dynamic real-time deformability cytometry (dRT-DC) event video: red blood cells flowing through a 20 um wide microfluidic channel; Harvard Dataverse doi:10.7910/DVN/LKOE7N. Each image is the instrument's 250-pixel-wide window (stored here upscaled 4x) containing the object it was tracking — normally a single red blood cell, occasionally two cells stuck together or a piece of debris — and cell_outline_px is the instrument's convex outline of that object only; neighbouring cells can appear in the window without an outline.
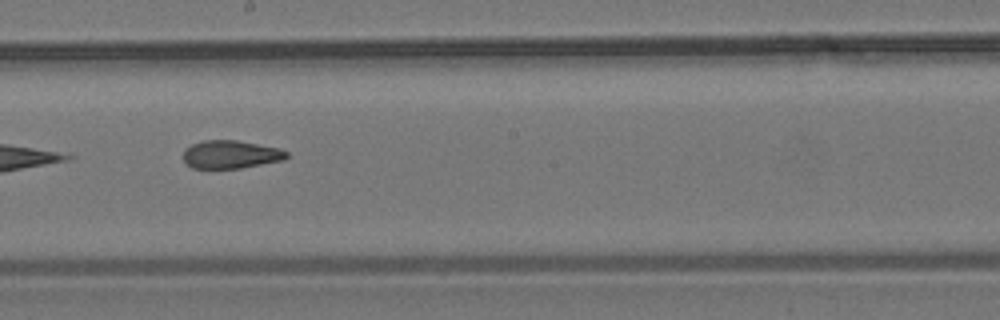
{"species": "common noctule bat (a hibernating species)", "species_latin": "Nyctalus noctula", "temperature_condition": "room temperature", "stored_images_in_passage": 12, "camera_frame_rate_fps": 3000, "um_per_image_px": 0.085, "animal": {"sex": "male", "body_mass_g": 19.2, "forearm_length_mm": 51.8}, "frame": {"image": 1, "passage_image": 6, "time_ms": 6.667, "image_size_px": [1000, 320], "cell_outline_px": [[288, 156], [284, 160], [240, 168], [192, 168], [184, 160], [184, 148], [192, 144], [204, 140], [236, 140], [280, 148], [288, 152]], "centroid_in_image_um": [19.62, 13.12], "position_along_channel_um": 228.6, "area_um2": 16.88}}
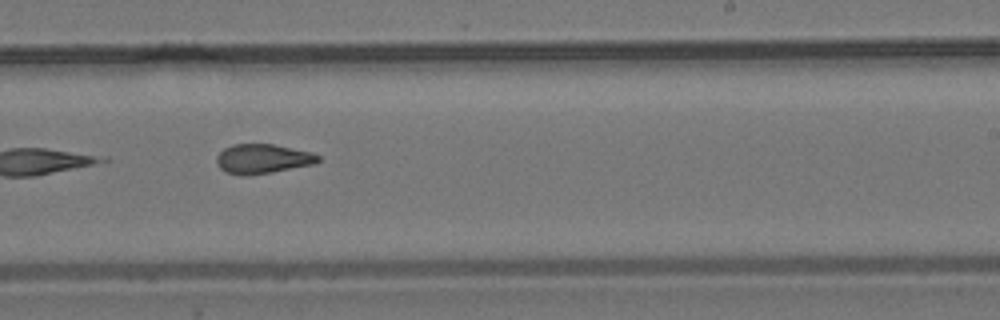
{"frame": {"image": 2, "passage_image": 7, "time_ms": 7.667, "image_size_px": [1000, 320], "cell_outline_px": [[320, 160], [316, 164], [272, 172], [248, 176], [240, 176], [228, 172], [220, 168], [216, 160], [216, 156], [224, 148], [232, 144], [272, 144], [312, 152], [320, 156]], "centroid_in_image_um": [22.34, 13.5], "position_along_channel_um": 266.7, "area_um2": 17.57}, "authors_computed_cell_mechanics": {"area_um2": 17.5712, "velocity_mm_per_s": 3.8135, "shape_relaxation_time_tau1_ms": null, "shape_relaxation_time_tau2_ms": 1.4444, "deformation_change_tau1": null, "deformation_change_tau2": 0.0736}}